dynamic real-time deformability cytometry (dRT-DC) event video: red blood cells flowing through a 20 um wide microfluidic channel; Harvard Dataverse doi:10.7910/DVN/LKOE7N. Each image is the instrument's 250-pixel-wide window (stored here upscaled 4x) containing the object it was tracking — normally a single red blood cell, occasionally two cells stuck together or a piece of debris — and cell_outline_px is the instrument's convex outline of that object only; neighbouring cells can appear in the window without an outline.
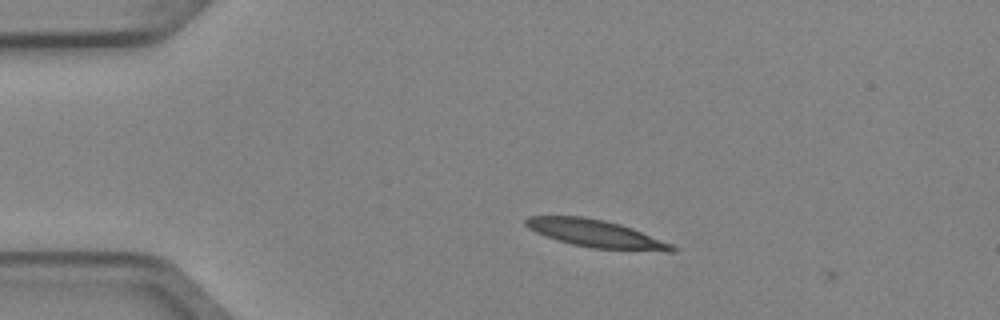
{"species": "Egyptian fruit bat (a non-hibernating species)", "species_latin": "Rousettus aegyptiacus", "temperature_condition": "cold", "stored_images_in_passage": 2, "camera_frame_rate_fps": 3000, "um_per_image_px": 0.085, "animal": {"sex": "female"}, "frame": {"image": 1, "passage_image": 1, "time_ms": 0.0, "image_size_px": [1000, 320], "cell_outline_px": [[676, 248], [672, 252], [664, 252], [592, 248], [572, 244], [556, 240], [536, 232], [528, 228], [524, 224], [524, 220], [528, 216], [580, 216], [604, 220], [620, 224], [632, 228], [672, 244]], "centroid_in_image_um": [50.64, 19.86], "position_along_channel_um": 34.4, "area_um2": 23.47}}